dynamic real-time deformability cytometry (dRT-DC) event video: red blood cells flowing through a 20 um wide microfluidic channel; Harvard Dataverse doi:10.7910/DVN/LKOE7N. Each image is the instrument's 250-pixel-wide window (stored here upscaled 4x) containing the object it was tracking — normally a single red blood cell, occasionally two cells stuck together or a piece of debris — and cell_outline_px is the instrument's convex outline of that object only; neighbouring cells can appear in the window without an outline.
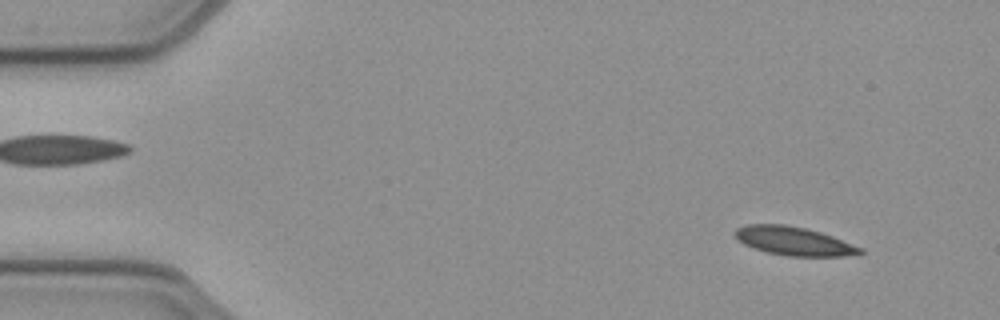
{"species": "common noctule bat (a hibernating species)", "species_latin": "Nyctalus noctula", "temperature_condition": "cold", "stored_images_in_passage": 51, "camera_frame_rate_fps": 3000, "um_per_image_px": 0.085, "animal": {"sex": "female", "body_mass_g": 21.9}, "frame": {"image": 1, "passage_image": 4, "time_ms": 1.0, "image_size_px": [1000, 320], "cell_outline_px": [[864, 252], [860, 256], [788, 256], [764, 252], [744, 244], [736, 236], [736, 228], [748, 224], [784, 224], [804, 228], [820, 232], [832, 236], [864, 248]], "centroid_in_image_um": [67.55, 20.51], "position_along_channel_um": 17.5, "area_um2": 20.92}}
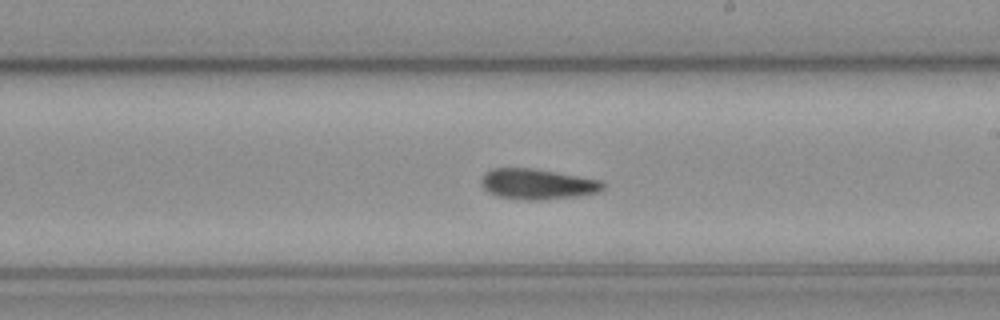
{"frame": {"image": 2, "passage_image": 29, "time_ms": 9.333, "image_size_px": [1000, 320], "cell_outline_px": [[604, 188], [596, 192], [572, 196], [540, 200], [528, 200], [496, 196], [488, 192], [480, 184], [480, 180], [484, 172], [492, 168], [532, 168], [600, 180], [604, 184]], "centroid_in_image_um": [45.59, 15.64], "position_along_channel_um": 243.4, "area_um2": 21.39}}
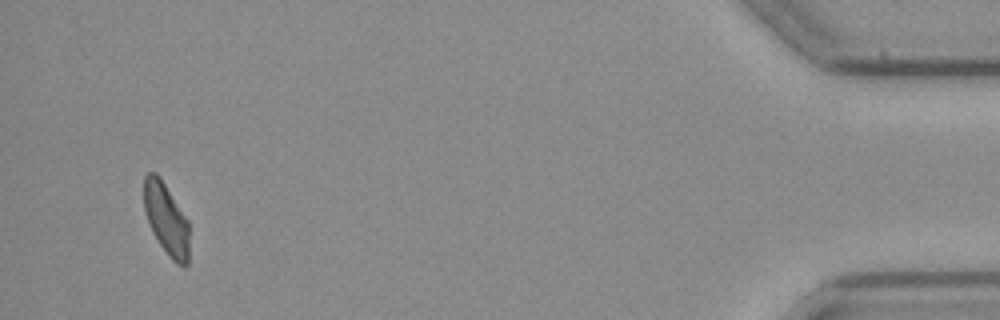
{"frame": {"image": 3, "passage_image": 49, "time_ms": 16.0, "image_size_px": [1000, 320], "cell_outline_px": [[188, 264], [184, 268], [176, 264], [168, 256], [152, 232], [148, 224], [144, 208], [144, 176], [148, 172], [156, 172], [160, 176], [188, 220]], "centroid_in_image_um": [14.12, 18.62], "position_along_channel_um": 421.1, "area_um2": 19.07}}